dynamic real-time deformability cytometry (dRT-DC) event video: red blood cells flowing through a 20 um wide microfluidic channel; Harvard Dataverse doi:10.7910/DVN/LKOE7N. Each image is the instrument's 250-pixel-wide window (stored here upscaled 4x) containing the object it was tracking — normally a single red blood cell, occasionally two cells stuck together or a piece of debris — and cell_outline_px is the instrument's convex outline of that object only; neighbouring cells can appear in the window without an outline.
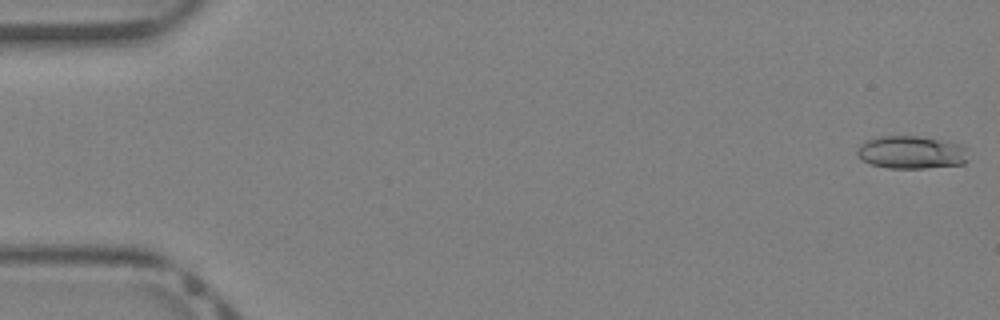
{"species": "Egyptian fruit bat (a non-hibernating species)", "species_latin": "Rousettus aegyptiacus", "temperature_condition": "warm", "stored_images_in_passage": 40, "camera_frame_rate_fps": 3000, "um_per_image_px": 0.085, "animal": {"sex": "female"}, "frame": {"image": 1, "passage_image": 1, "time_ms": 0.0, "image_size_px": [1000, 320], "cell_outline_px": [[968, 160], [964, 164], [924, 168], [888, 168], [872, 164], [864, 160], [856, 152], [860, 144], [868, 140], [880, 136], [916, 136], [956, 144], [968, 148]], "centroid_in_image_um": [77.49, 12.96], "position_along_channel_um": 7.5, "area_um2": 20.98}}
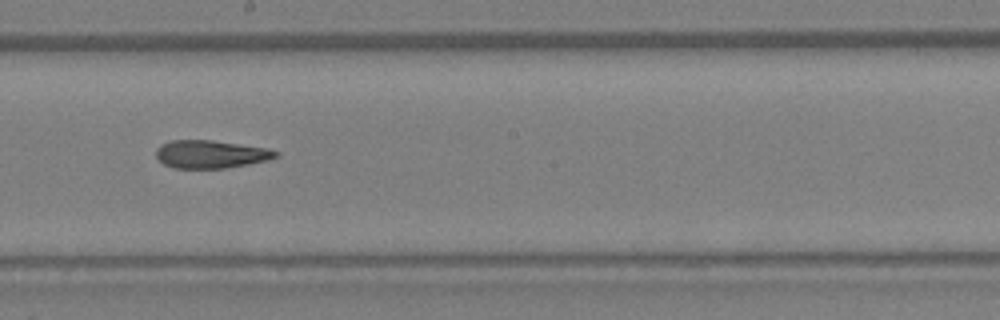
{"frame": {"image": 2, "passage_image": 23, "time_ms": 7.333, "image_size_px": [1000, 320], "cell_outline_px": [[280, 156], [268, 160], [248, 164], [224, 168], [176, 168], [164, 164], [156, 156], [156, 148], [160, 144], [172, 140], [212, 140], [268, 148], [280, 152]], "centroid_in_image_um": [17.94, 13.1], "position_along_channel_um": 230.3, "area_um2": 19.54}}
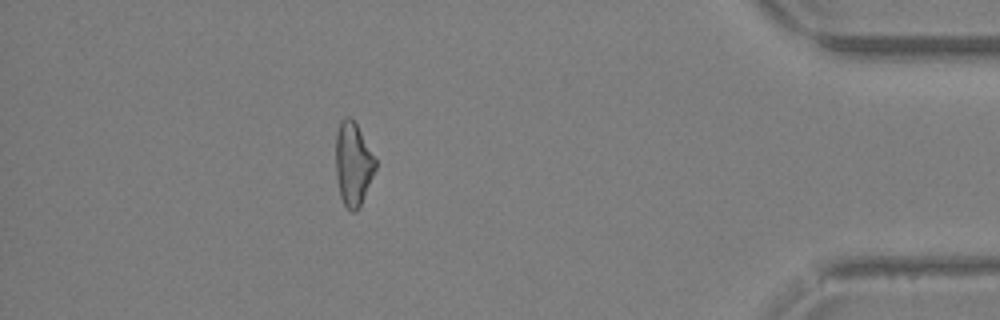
{"frame": {"image": 3, "passage_image": 36, "time_ms": 11.667, "image_size_px": [1000, 320], "cell_outline_px": [[376, 168], [360, 208], [356, 212], [352, 212], [344, 204], [340, 196], [336, 176], [336, 132], [340, 120], [344, 116], [352, 116], [376, 160]], "centroid_in_image_um": [30.0, 13.92], "position_along_channel_um": 405.2, "area_um2": 19.42}}